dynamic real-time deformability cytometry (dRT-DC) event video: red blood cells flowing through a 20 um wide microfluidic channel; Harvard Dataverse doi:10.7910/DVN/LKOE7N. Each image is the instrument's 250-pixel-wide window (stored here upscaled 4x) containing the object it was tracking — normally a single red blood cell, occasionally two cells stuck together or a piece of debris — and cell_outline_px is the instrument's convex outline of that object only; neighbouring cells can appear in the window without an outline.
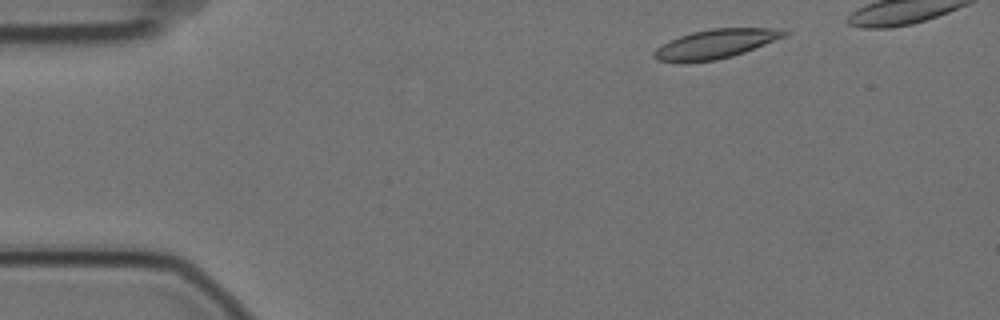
{"species": "Egyptian fruit bat (a non-hibernating species)", "species_latin": "Rousettus aegyptiacus", "temperature_condition": "cold", "stored_images_in_passage": 12, "camera_frame_rate_fps": 3000, "um_per_image_px": 0.085, "animal": {"sex": "female"}, "frame": {"image": 1, "passage_image": 3, "time_ms": 0.667, "image_size_px": [1000, 320], "cell_outline_px": [[792, 32], [784, 36], [744, 52], [732, 56], [716, 60], [656, 60], [652, 56], [656, 48], [680, 36], [692, 32], [712, 28], [772, 28]], "centroid_in_image_um": [60.87, 3.7], "position_along_channel_um": 24.1, "area_um2": 21.21}}